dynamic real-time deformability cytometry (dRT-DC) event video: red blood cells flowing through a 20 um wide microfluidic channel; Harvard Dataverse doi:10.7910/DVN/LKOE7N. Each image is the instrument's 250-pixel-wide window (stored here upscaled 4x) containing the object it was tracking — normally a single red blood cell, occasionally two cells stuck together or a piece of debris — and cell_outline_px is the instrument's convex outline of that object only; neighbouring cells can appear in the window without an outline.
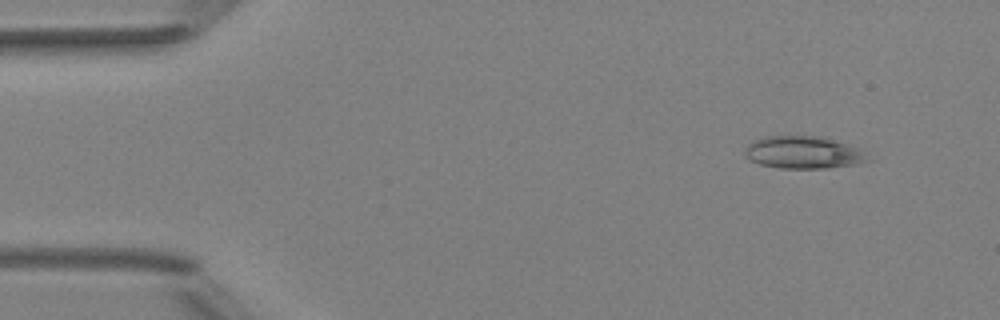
{"species": "Egyptian fruit bat (a non-hibernating species)", "species_latin": "Rousettus aegyptiacus", "temperature_condition": "room temperature", "stored_images_in_passage": 5, "camera_frame_rate_fps": 3000, "um_per_image_px": 0.085, "animal": {"sex": "female"}, "frame": {"image": 1, "passage_image": 2, "time_ms": 1.333, "image_size_px": [1000, 320], "cell_outline_px": [[872, 160], [852, 164], [828, 168], [780, 168], [760, 164], [752, 160], [744, 152], [748, 144], [752, 140], [764, 136], [824, 136], [848, 144], [856, 148]], "centroid_in_image_um": [68.26, 12.94], "position_along_channel_um": 16.7, "area_um2": 23.0}}
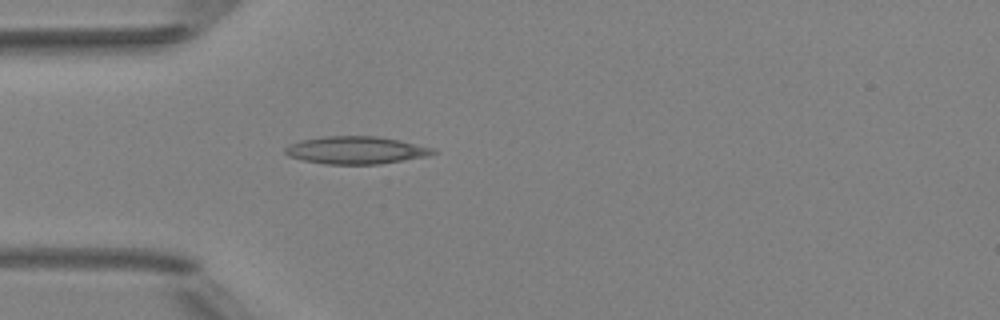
{"frame": {"image": 2, "passage_image": 5, "time_ms": 4.667, "image_size_px": [1000, 320], "cell_outline_px": [[436, 152], [428, 156], [380, 164], [324, 164], [304, 160], [288, 156], [284, 152], [284, 148], [288, 144], [300, 140], [324, 136], [376, 136], [400, 140], [432, 148]], "centroid_in_image_um": [30.21, 12.76], "position_along_channel_um": 54.8, "area_um2": 23.76}}